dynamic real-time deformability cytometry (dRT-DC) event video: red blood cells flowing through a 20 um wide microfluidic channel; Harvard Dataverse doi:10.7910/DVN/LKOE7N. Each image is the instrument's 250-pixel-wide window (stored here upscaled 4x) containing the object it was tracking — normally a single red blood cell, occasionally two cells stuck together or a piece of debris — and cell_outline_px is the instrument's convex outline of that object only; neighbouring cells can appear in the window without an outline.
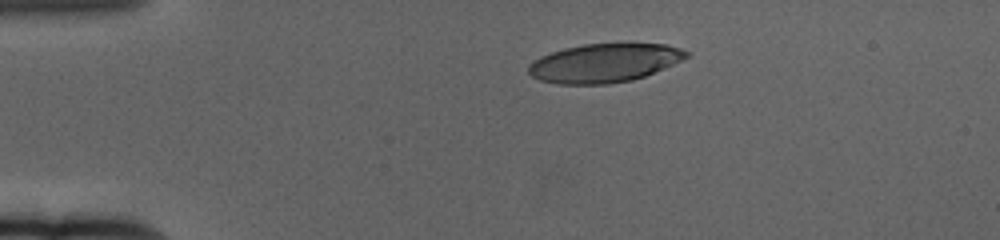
{"species": "human", "species_latin": "Homo sapiens", "temperature_condition": "cold", "stored_images_in_passage": 49, "camera_frame_rate_fps": 3000, "um_per_image_px": 0.085, "donor": {"sex": "female"}, "frame": {"image": 1, "passage_image": 1, "time_ms": 0.0, "image_size_px": [1000, 240], "cell_outline_px": [[692, 56], [664, 68], [644, 76], [632, 80], [608, 84], [556, 84], [540, 80], [532, 76], [528, 72], [528, 64], [540, 56], [564, 48], [584, 44], [668, 44], [692, 52]], "centroid_in_image_um": [51.39, 5.35], "position_along_channel_um": 33.6, "area_um2": 35.72}}
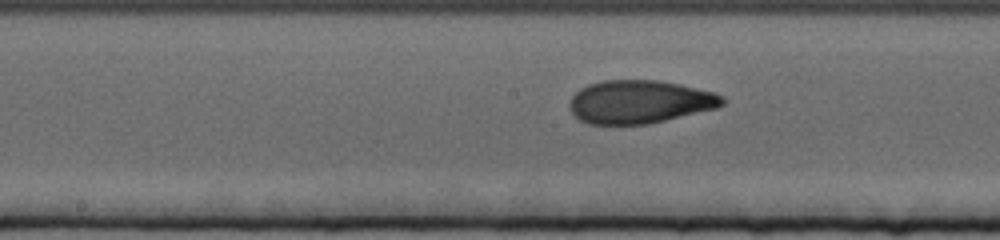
{"frame": {"image": 2, "passage_image": 20, "time_ms": 6.333, "image_size_px": [1000, 240], "cell_outline_px": [[724, 104], [716, 108], [648, 124], [588, 124], [580, 120], [568, 108], [568, 104], [572, 96], [580, 88], [588, 84], [604, 80], [660, 80], [680, 84], [716, 92], [724, 96]], "centroid_in_image_um": [54.36, 8.64], "position_along_channel_um": 193.8, "area_um2": 38.61}}
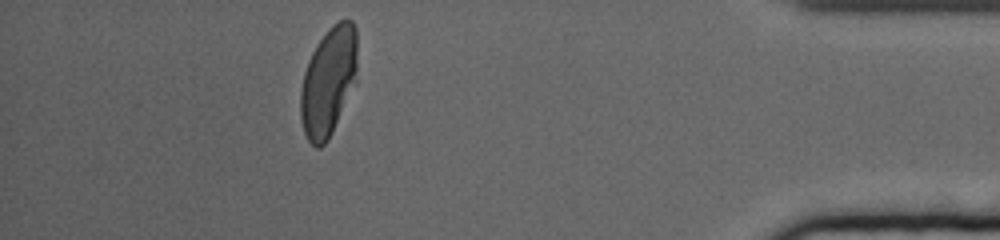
{"frame": {"image": 3, "passage_image": 43, "time_ms": 14.0, "image_size_px": [1000, 240], "cell_outline_px": [[356, 84], [328, 140], [320, 148], [316, 148], [308, 140], [304, 132], [300, 120], [300, 92], [304, 72], [308, 60], [316, 44], [328, 28], [332, 24], [340, 20], [352, 20], [356, 28]], "centroid_in_image_um": [27.91, 6.93], "position_along_channel_um": 407.3, "area_um2": 36.3}, "authors_computed_cell_mechanics": {"area_um2": 38.148, "velocity_mm_per_s": 3.3677, "shape_relaxation_time_tau1_ms": 4.9039, "shape_relaxation_time_tau2_ms": 1.1587, "deformation_change_tau1": 0.2048, "deformation_change_tau2": 0.0615}}